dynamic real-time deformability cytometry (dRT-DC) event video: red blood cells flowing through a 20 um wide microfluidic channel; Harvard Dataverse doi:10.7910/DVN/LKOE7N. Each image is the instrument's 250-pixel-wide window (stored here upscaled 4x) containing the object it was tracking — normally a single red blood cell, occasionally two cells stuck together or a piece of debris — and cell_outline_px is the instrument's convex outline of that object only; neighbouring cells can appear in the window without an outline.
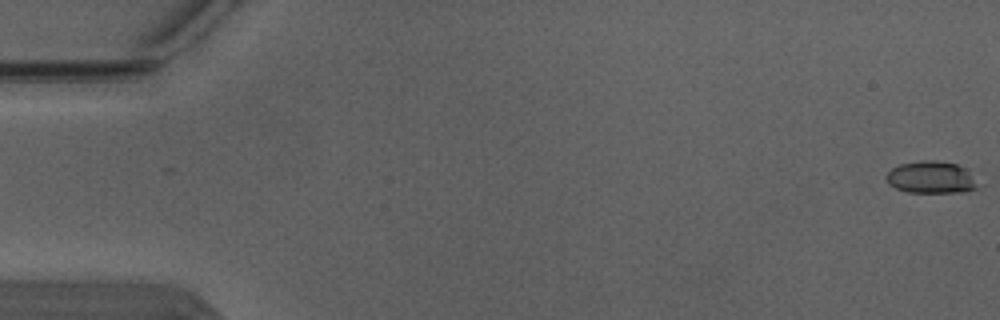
{"species": "Egyptian fruit bat (a non-hibernating species)", "species_latin": "Rousettus aegyptiacus", "temperature_condition": "warm", "stored_images_in_passage": 6, "segment_of_instrument_passage": [1, 2], "camera_frame_rate_fps": 3000, "um_per_image_px": 0.085, "animal": {"sex": "male"}, "frame": {"image": 1, "passage_image": 1, "time_ms": 0.0, "image_size_px": [1000, 320], "cell_outline_px": [[976, 188], [968, 192], [908, 192], [896, 188], [888, 184], [888, 172], [892, 168], [900, 164], [920, 160], [936, 160], [956, 164], [964, 168], [972, 180]], "centroid_in_image_um": [79.08, 15.07], "position_along_channel_um": 5.9, "area_um2": 16.65}}
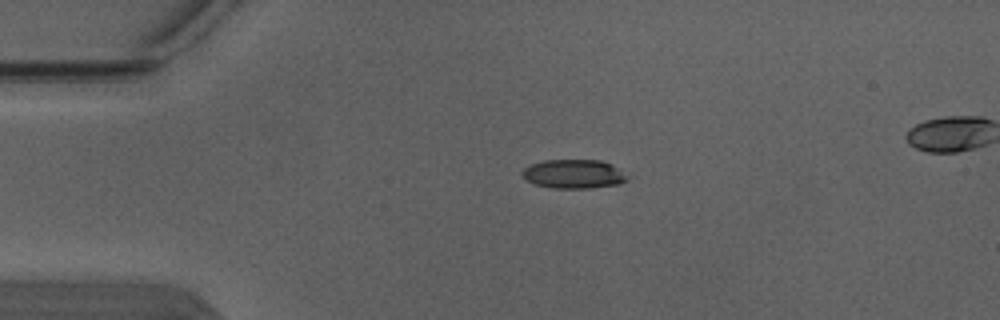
{"frame": {"image": 2, "passage_image": 4, "time_ms": 1.0, "image_size_px": [1000, 320], "cell_outline_px": [[628, 180], [620, 184], [588, 188], [552, 188], [532, 184], [524, 176], [524, 168], [528, 164], [544, 160], [600, 160], [612, 164], [628, 176]], "centroid_in_image_um": [48.78, 14.79], "position_along_channel_um": 36.2, "area_um2": 17.74}}